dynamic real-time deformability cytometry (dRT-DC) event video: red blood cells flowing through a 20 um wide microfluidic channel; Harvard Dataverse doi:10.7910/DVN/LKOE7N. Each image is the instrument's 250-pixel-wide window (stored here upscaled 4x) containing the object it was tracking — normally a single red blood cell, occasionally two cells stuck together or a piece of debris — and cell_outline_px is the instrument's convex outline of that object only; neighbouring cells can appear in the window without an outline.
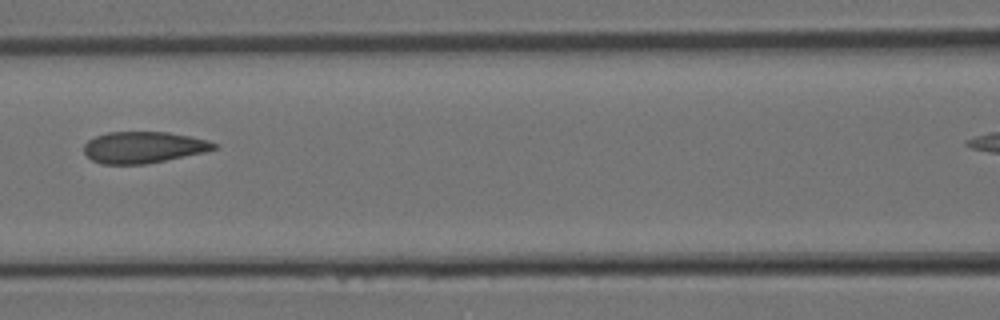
{"species": "Egyptian fruit bat (a non-hibernating species)", "species_latin": "Rousettus aegyptiacus", "temperature_condition": "room temperature", "stored_images_in_passage": 13, "camera_frame_rate_fps": 3000, "um_per_image_px": 0.085, "animal": {"sex": "female"}, "frame": {"image": 1, "passage_image": 10, "time_ms": 3.0, "image_size_px": [1000, 320], "cell_outline_px": [[216, 148], [204, 152], [144, 164], [100, 164], [92, 160], [84, 152], [84, 144], [88, 140], [96, 136], [108, 132], [168, 132], [188, 136], [204, 140], [216, 144]], "centroid_in_image_um": [12.12, 12.52], "position_along_channel_um": 154.5, "area_um2": 23.47}}
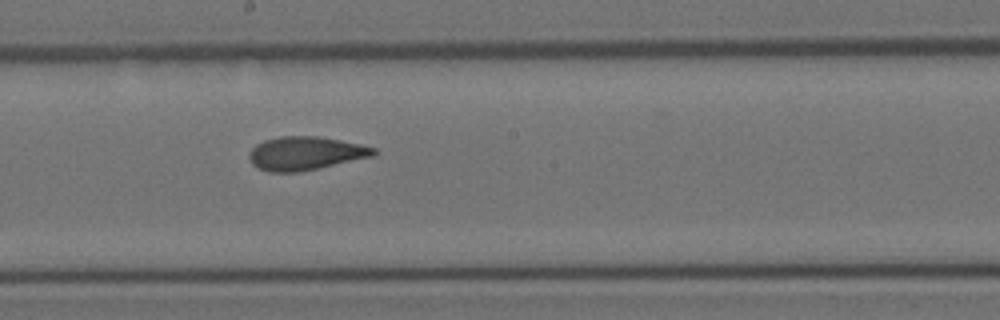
{"frame": {"image": 2, "passage_image": 13, "time_ms": 4.0, "image_size_px": [1000, 320], "cell_outline_px": [[376, 152], [372, 156], [300, 172], [268, 172], [252, 164], [248, 156], [252, 148], [256, 144], [264, 140], [280, 136], [316, 136], [340, 140], [360, 144], [376, 148]], "centroid_in_image_um": [25.93, 13.03], "position_along_channel_um": 222.3, "area_um2": 24.1}}